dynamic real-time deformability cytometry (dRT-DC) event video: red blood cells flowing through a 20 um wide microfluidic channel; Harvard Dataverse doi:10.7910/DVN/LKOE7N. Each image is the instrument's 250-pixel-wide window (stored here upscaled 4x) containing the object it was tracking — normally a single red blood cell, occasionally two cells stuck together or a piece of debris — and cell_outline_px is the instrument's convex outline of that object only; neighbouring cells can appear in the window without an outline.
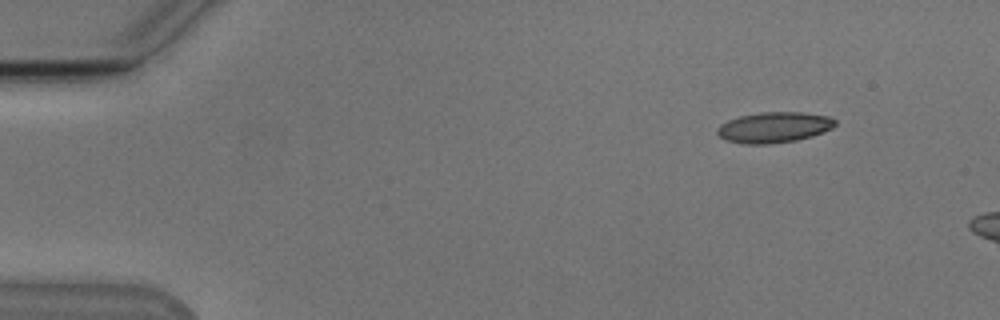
{"species": "Egyptian fruit bat (a non-hibernating species)", "species_latin": "Rousettus aegyptiacus", "temperature_condition": "cold", "stored_images_in_passage": 5, "camera_frame_rate_fps": 3000, "um_per_image_px": 0.085, "animal": {"sex": "male"}, "frame": {"image": 1, "passage_image": 1, "time_ms": 0.0, "image_size_px": [1000, 320], "cell_outline_px": [[836, 124], [832, 128], [824, 132], [812, 136], [796, 140], [768, 144], [740, 144], [724, 140], [716, 132], [716, 128], [720, 124], [728, 120], [740, 116], [760, 112], [804, 112], [832, 116], [836, 120]], "centroid_in_image_um": [65.8, 10.82], "position_along_channel_um": 19.2, "area_um2": 21.39}}